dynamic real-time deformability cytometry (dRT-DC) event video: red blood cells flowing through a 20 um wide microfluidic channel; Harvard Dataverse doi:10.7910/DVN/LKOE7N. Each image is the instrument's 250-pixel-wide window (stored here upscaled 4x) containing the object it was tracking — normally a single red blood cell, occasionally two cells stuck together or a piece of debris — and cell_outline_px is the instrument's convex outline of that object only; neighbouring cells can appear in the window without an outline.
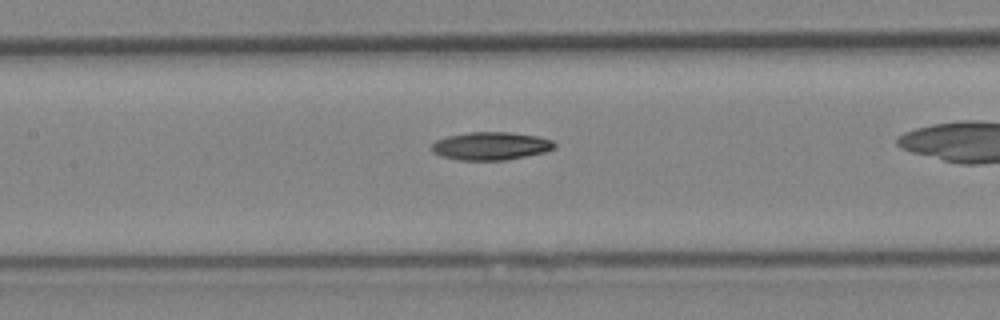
{"species": "Egyptian fruit bat (a non-hibernating species)", "species_latin": "Rousettus aegyptiacus", "temperature_condition": "cold", "stored_images_in_passage": 26, "camera_frame_rate_fps": 3000, "um_per_image_px": 0.085, "animal": {"sex": "female"}, "frame": {"image": 1, "passage_image": 12, "time_ms": 3.667, "image_size_px": [1000, 320], "cell_outline_px": [[556, 144], [552, 148], [544, 152], [504, 160], [456, 160], [440, 156], [432, 152], [432, 144], [436, 140], [448, 136], [468, 132], [512, 132], [536, 136], [552, 140]], "centroid_in_image_um": [41.67, 12.4], "position_along_channel_um": 165.7, "area_um2": 19.94}}
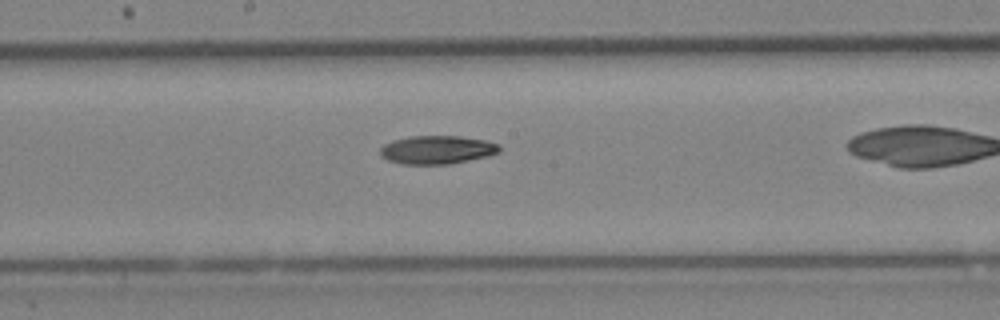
{"frame": {"image": 2, "passage_image": 15, "time_ms": 4.667, "image_size_px": [1000, 320], "cell_outline_px": [[500, 152], [488, 156], [448, 164], [400, 164], [388, 160], [380, 156], [380, 148], [384, 144], [392, 140], [408, 136], [460, 136], [484, 140], [500, 144]], "centroid_in_image_um": [37.13, 12.73], "position_along_channel_um": 211.1, "area_um2": 19.83}}